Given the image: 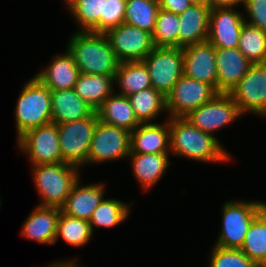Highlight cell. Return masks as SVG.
Wrapping results in <instances>:
<instances>
[{"label": "cell", "mask_w": 266, "mask_h": 267, "mask_svg": "<svg viewBox=\"0 0 266 267\" xmlns=\"http://www.w3.org/2000/svg\"><path fill=\"white\" fill-rule=\"evenodd\" d=\"M1 207H2V200L0 199V209H1Z\"/></svg>", "instance_id": "b9f144b4"}, {"label": "cell", "mask_w": 266, "mask_h": 267, "mask_svg": "<svg viewBox=\"0 0 266 267\" xmlns=\"http://www.w3.org/2000/svg\"><path fill=\"white\" fill-rule=\"evenodd\" d=\"M193 4L209 5L210 0H190Z\"/></svg>", "instance_id": "60d3db41"}, {"label": "cell", "mask_w": 266, "mask_h": 267, "mask_svg": "<svg viewBox=\"0 0 266 267\" xmlns=\"http://www.w3.org/2000/svg\"><path fill=\"white\" fill-rule=\"evenodd\" d=\"M104 34L119 63L143 61L155 48L152 34L125 22Z\"/></svg>", "instance_id": "7c38bea8"}, {"label": "cell", "mask_w": 266, "mask_h": 267, "mask_svg": "<svg viewBox=\"0 0 266 267\" xmlns=\"http://www.w3.org/2000/svg\"><path fill=\"white\" fill-rule=\"evenodd\" d=\"M170 154H140L130 153L127 160L131 164L134 179L141 185L144 192L150 191L166 174Z\"/></svg>", "instance_id": "44dd1931"}, {"label": "cell", "mask_w": 266, "mask_h": 267, "mask_svg": "<svg viewBox=\"0 0 266 267\" xmlns=\"http://www.w3.org/2000/svg\"><path fill=\"white\" fill-rule=\"evenodd\" d=\"M131 133L126 129L98 120L88 154V164H104L127 159L130 154Z\"/></svg>", "instance_id": "ba28073f"}, {"label": "cell", "mask_w": 266, "mask_h": 267, "mask_svg": "<svg viewBox=\"0 0 266 267\" xmlns=\"http://www.w3.org/2000/svg\"><path fill=\"white\" fill-rule=\"evenodd\" d=\"M115 93L130 96L152 87L148 69L143 61L119 63L114 76Z\"/></svg>", "instance_id": "484cf974"}, {"label": "cell", "mask_w": 266, "mask_h": 267, "mask_svg": "<svg viewBox=\"0 0 266 267\" xmlns=\"http://www.w3.org/2000/svg\"><path fill=\"white\" fill-rule=\"evenodd\" d=\"M211 8L192 4L179 16L178 47L207 41Z\"/></svg>", "instance_id": "7402d4cb"}, {"label": "cell", "mask_w": 266, "mask_h": 267, "mask_svg": "<svg viewBox=\"0 0 266 267\" xmlns=\"http://www.w3.org/2000/svg\"><path fill=\"white\" fill-rule=\"evenodd\" d=\"M80 74L73 56L65 49L62 54L53 55L51 62L34 76L50 90H63L74 88Z\"/></svg>", "instance_id": "ffe728a7"}, {"label": "cell", "mask_w": 266, "mask_h": 267, "mask_svg": "<svg viewBox=\"0 0 266 267\" xmlns=\"http://www.w3.org/2000/svg\"><path fill=\"white\" fill-rule=\"evenodd\" d=\"M52 123L63 124L89 117L94 110L72 89L51 90Z\"/></svg>", "instance_id": "603a6c76"}, {"label": "cell", "mask_w": 266, "mask_h": 267, "mask_svg": "<svg viewBox=\"0 0 266 267\" xmlns=\"http://www.w3.org/2000/svg\"><path fill=\"white\" fill-rule=\"evenodd\" d=\"M127 0H104L103 14L100 17V33L124 22Z\"/></svg>", "instance_id": "d590c367"}, {"label": "cell", "mask_w": 266, "mask_h": 267, "mask_svg": "<svg viewBox=\"0 0 266 267\" xmlns=\"http://www.w3.org/2000/svg\"><path fill=\"white\" fill-rule=\"evenodd\" d=\"M211 249L208 267H258L240 249L223 248L216 245Z\"/></svg>", "instance_id": "e575fe53"}, {"label": "cell", "mask_w": 266, "mask_h": 267, "mask_svg": "<svg viewBox=\"0 0 266 267\" xmlns=\"http://www.w3.org/2000/svg\"><path fill=\"white\" fill-rule=\"evenodd\" d=\"M159 9V0H127L124 22L153 34Z\"/></svg>", "instance_id": "1f68e13d"}, {"label": "cell", "mask_w": 266, "mask_h": 267, "mask_svg": "<svg viewBox=\"0 0 266 267\" xmlns=\"http://www.w3.org/2000/svg\"><path fill=\"white\" fill-rule=\"evenodd\" d=\"M241 8L246 23L266 32V0H244Z\"/></svg>", "instance_id": "8d00e7d4"}, {"label": "cell", "mask_w": 266, "mask_h": 267, "mask_svg": "<svg viewBox=\"0 0 266 267\" xmlns=\"http://www.w3.org/2000/svg\"><path fill=\"white\" fill-rule=\"evenodd\" d=\"M89 221L74 218L60 212L57 222L55 244L60 239L72 247H83L87 245L93 236Z\"/></svg>", "instance_id": "4dcf8cb0"}, {"label": "cell", "mask_w": 266, "mask_h": 267, "mask_svg": "<svg viewBox=\"0 0 266 267\" xmlns=\"http://www.w3.org/2000/svg\"><path fill=\"white\" fill-rule=\"evenodd\" d=\"M132 205H134L133 201L125 203L120 199H106L104 197L93 211L92 217L89 220L92 232H94V228L109 229L124 223L132 213Z\"/></svg>", "instance_id": "83f0119b"}, {"label": "cell", "mask_w": 266, "mask_h": 267, "mask_svg": "<svg viewBox=\"0 0 266 267\" xmlns=\"http://www.w3.org/2000/svg\"><path fill=\"white\" fill-rule=\"evenodd\" d=\"M143 62L148 69L152 87L166 97L183 75V48L155 47Z\"/></svg>", "instance_id": "52a82bcc"}, {"label": "cell", "mask_w": 266, "mask_h": 267, "mask_svg": "<svg viewBox=\"0 0 266 267\" xmlns=\"http://www.w3.org/2000/svg\"><path fill=\"white\" fill-rule=\"evenodd\" d=\"M244 0H210L211 9L216 8H237L243 5Z\"/></svg>", "instance_id": "f35d334b"}, {"label": "cell", "mask_w": 266, "mask_h": 267, "mask_svg": "<svg viewBox=\"0 0 266 267\" xmlns=\"http://www.w3.org/2000/svg\"><path fill=\"white\" fill-rule=\"evenodd\" d=\"M258 267H266V210L251 223L240 248Z\"/></svg>", "instance_id": "f546056e"}, {"label": "cell", "mask_w": 266, "mask_h": 267, "mask_svg": "<svg viewBox=\"0 0 266 267\" xmlns=\"http://www.w3.org/2000/svg\"><path fill=\"white\" fill-rule=\"evenodd\" d=\"M244 22L240 9H211L207 40L215 48H238Z\"/></svg>", "instance_id": "5bb4252c"}, {"label": "cell", "mask_w": 266, "mask_h": 267, "mask_svg": "<svg viewBox=\"0 0 266 267\" xmlns=\"http://www.w3.org/2000/svg\"><path fill=\"white\" fill-rule=\"evenodd\" d=\"M179 16L159 9L152 40L155 47H178Z\"/></svg>", "instance_id": "836d02e7"}, {"label": "cell", "mask_w": 266, "mask_h": 267, "mask_svg": "<svg viewBox=\"0 0 266 267\" xmlns=\"http://www.w3.org/2000/svg\"><path fill=\"white\" fill-rule=\"evenodd\" d=\"M81 178L82 177H80L73 185L61 210L68 216L89 221L93 211L106 196V182L87 183L82 185L81 183L83 181Z\"/></svg>", "instance_id": "2e32d148"}, {"label": "cell", "mask_w": 266, "mask_h": 267, "mask_svg": "<svg viewBox=\"0 0 266 267\" xmlns=\"http://www.w3.org/2000/svg\"><path fill=\"white\" fill-rule=\"evenodd\" d=\"M193 3L190 0H159V7L162 10L180 15Z\"/></svg>", "instance_id": "74e56055"}, {"label": "cell", "mask_w": 266, "mask_h": 267, "mask_svg": "<svg viewBox=\"0 0 266 267\" xmlns=\"http://www.w3.org/2000/svg\"><path fill=\"white\" fill-rule=\"evenodd\" d=\"M114 76L81 73L75 83V92L96 111L115 92Z\"/></svg>", "instance_id": "d4e9b609"}, {"label": "cell", "mask_w": 266, "mask_h": 267, "mask_svg": "<svg viewBox=\"0 0 266 267\" xmlns=\"http://www.w3.org/2000/svg\"><path fill=\"white\" fill-rule=\"evenodd\" d=\"M98 120L122 129L130 133L141 123L138 121L130 100L125 95L111 94L96 110Z\"/></svg>", "instance_id": "cb8c5ba5"}, {"label": "cell", "mask_w": 266, "mask_h": 267, "mask_svg": "<svg viewBox=\"0 0 266 267\" xmlns=\"http://www.w3.org/2000/svg\"><path fill=\"white\" fill-rule=\"evenodd\" d=\"M32 178L39 195L38 206L62 207L81 169L66 162L31 166Z\"/></svg>", "instance_id": "277c9868"}, {"label": "cell", "mask_w": 266, "mask_h": 267, "mask_svg": "<svg viewBox=\"0 0 266 267\" xmlns=\"http://www.w3.org/2000/svg\"><path fill=\"white\" fill-rule=\"evenodd\" d=\"M170 154L202 163L232 161L218 137L201 131L185 117H169Z\"/></svg>", "instance_id": "6da1fadb"}, {"label": "cell", "mask_w": 266, "mask_h": 267, "mask_svg": "<svg viewBox=\"0 0 266 267\" xmlns=\"http://www.w3.org/2000/svg\"><path fill=\"white\" fill-rule=\"evenodd\" d=\"M217 92L230 93L252 66L238 48H215Z\"/></svg>", "instance_id": "ac0fdd59"}, {"label": "cell", "mask_w": 266, "mask_h": 267, "mask_svg": "<svg viewBox=\"0 0 266 267\" xmlns=\"http://www.w3.org/2000/svg\"><path fill=\"white\" fill-rule=\"evenodd\" d=\"M183 74L217 90L215 47L207 40L183 47Z\"/></svg>", "instance_id": "9a60e30c"}, {"label": "cell", "mask_w": 266, "mask_h": 267, "mask_svg": "<svg viewBox=\"0 0 266 267\" xmlns=\"http://www.w3.org/2000/svg\"><path fill=\"white\" fill-rule=\"evenodd\" d=\"M265 201L228 200L222 204V225L215 244L240 249L253 220L265 209Z\"/></svg>", "instance_id": "5b68a950"}, {"label": "cell", "mask_w": 266, "mask_h": 267, "mask_svg": "<svg viewBox=\"0 0 266 267\" xmlns=\"http://www.w3.org/2000/svg\"><path fill=\"white\" fill-rule=\"evenodd\" d=\"M79 257H75L73 259L68 258V260L65 258L63 260L58 259V261L56 260L55 262H53L50 265H47L45 267H84L81 265V263L79 264ZM78 261V262H77Z\"/></svg>", "instance_id": "ab89813d"}, {"label": "cell", "mask_w": 266, "mask_h": 267, "mask_svg": "<svg viewBox=\"0 0 266 267\" xmlns=\"http://www.w3.org/2000/svg\"><path fill=\"white\" fill-rule=\"evenodd\" d=\"M128 98L140 123H154L163 112L167 116L166 97L153 87L143 89Z\"/></svg>", "instance_id": "f1b7e54d"}, {"label": "cell", "mask_w": 266, "mask_h": 267, "mask_svg": "<svg viewBox=\"0 0 266 267\" xmlns=\"http://www.w3.org/2000/svg\"><path fill=\"white\" fill-rule=\"evenodd\" d=\"M238 49L253 64L266 63V32L244 22Z\"/></svg>", "instance_id": "d6a6232c"}, {"label": "cell", "mask_w": 266, "mask_h": 267, "mask_svg": "<svg viewBox=\"0 0 266 267\" xmlns=\"http://www.w3.org/2000/svg\"><path fill=\"white\" fill-rule=\"evenodd\" d=\"M79 28L77 32L100 33L104 0H62Z\"/></svg>", "instance_id": "4316f807"}, {"label": "cell", "mask_w": 266, "mask_h": 267, "mask_svg": "<svg viewBox=\"0 0 266 267\" xmlns=\"http://www.w3.org/2000/svg\"><path fill=\"white\" fill-rule=\"evenodd\" d=\"M60 207L35 206L20 229V235L39 245H55Z\"/></svg>", "instance_id": "e0dca14e"}, {"label": "cell", "mask_w": 266, "mask_h": 267, "mask_svg": "<svg viewBox=\"0 0 266 267\" xmlns=\"http://www.w3.org/2000/svg\"><path fill=\"white\" fill-rule=\"evenodd\" d=\"M243 115L229 93H218L209 102L192 110L185 118L203 132L215 136L217 131Z\"/></svg>", "instance_id": "8fae6325"}, {"label": "cell", "mask_w": 266, "mask_h": 267, "mask_svg": "<svg viewBox=\"0 0 266 267\" xmlns=\"http://www.w3.org/2000/svg\"><path fill=\"white\" fill-rule=\"evenodd\" d=\"M216 94L218 92L212 85L183 74L166 96L167 117H185L192 110L209 102Z\"/></svg>", "instance_id": "4fadbf2b"}, {"label": "cell", "mask_w": 266, "mask_h": 267, "mask_svg": "<svg viewBox=\"0 0 266 267\" xmlns=\"http://www.w3.org/2000/svg\"><path fill=\"white\" fill-rule=\"evenodd\" d=\"M17 148L30 161V165L63 162L60 152L57 124L49 123L29 130L16 141Z\"/></svg>", "instance_id": "9c48e42d"}, {"label": "cell", "mask_w": 266, "mask_h": 267, "mask_svg": "<svg viewBox=\"0 0 266 267\" xmlns=\"http://www.w3.org/2000/svg\"><path fill=\"white\" fill-rule=\"evenodd\" d=\"M240 113L266 118V63L252 64L246 75L229 93Z\"/></svg>", "instance_id": "30bf717a"}, {"label": "cell", "mask_w": 266, "mask_h": 267, "mask_svg": "<svg viewBox=\"0 0 266 267\" xmlns=\"http://www.w3.org/2000/svg\"><path fill=\"white\" fill-rule=\"evenodd\" d=\"M66 49L80 73L115 76L119 61L104 33L74 32Z\"/></svg>", "instance_id": "7a4b0ae2"}, {"label": "cell", "mask_w": 266, "mask_h": 267, "mask_svg": "<svg viewBox=\"0 0 266 267\" xmlns=\"http://www.w3.org/2000/svg\"><path fill=\"white\" fill-rule=\"evenodd\" d=\"M14 109L16 141L31 129L52 123L51 90L36 76L24 83Z\"/></svg>", "instance_id": "3957f363"}, {"label": "cell", "mask_w": 266, "mask_h": 267, "mask_svg": "<svg viewBox=\"0 0 266 267\" xmlns=\"http://www.w3.org/2000/svg\"><path fill=\"white\" fill-rule=\"evenodd\" d=\"M97 123L98 116L94 111L87 118L57 125L63 162L81 169L87 165L92 136Z\"/></svg>", "instance_id": "8992f818"}, {"label": "cell", "mask_w": 266, "mask_h": 267, "mask_svg": "<svg viewBox=\"0 0 266 267\" xmlns=\"http://www.w3.org/2000/svg\"><path fill=\"white\" fill-rule=\"evenodd\" d=\"M130 153L170 154L169 117L161 124L141 123L132 131Z\"/></svg>", "instance_id": "d6986e66"}]
</instances>
